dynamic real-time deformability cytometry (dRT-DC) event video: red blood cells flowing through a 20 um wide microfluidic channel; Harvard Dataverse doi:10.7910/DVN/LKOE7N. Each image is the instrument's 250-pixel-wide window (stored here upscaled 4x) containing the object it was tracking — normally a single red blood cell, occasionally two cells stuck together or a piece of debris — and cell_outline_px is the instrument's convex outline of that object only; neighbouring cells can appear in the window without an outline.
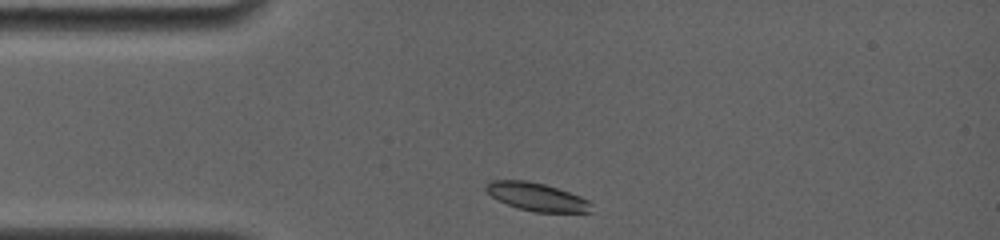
{"species": "common noctule bat (a hibernating species)", "species_latin": "Nyctalus noctula", "temperature_condition": "room temperature", "stored_images_in_passage": 45, "camera_frame_rate_fps": 4000, "um_per_image_px": 0.085, "animal": {"sex": "female", "body_mass_g": 19.0, "forearm_length_mm": 56.7}, "frame": {"image": 1, "passage_image": 1, "time_ms": 0.0, "image_size_px": [1000, 240], "cell_outline_px": [[592, 212], [532, 212], [508, 204], [492, 196], [484, 188], [484, 184], [492, 180], [528, 180], [544, 184], [580, 196], [588, 200], [592, 204]], "centroid_in_image_um": [45.63, 16.72], "position_along_channel_um": 39.4, "area_um2": 17.11}}
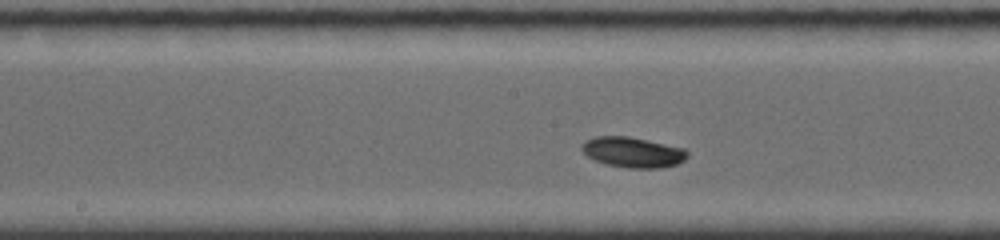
{"frame": {"image": 2, "passage_image": 23, "time_ms": 4.75, "image_size_px": [1000, 240], "cell_outline_px": [[688, 156], [684, 160], [676, 164], [660, 168], [628, 168], [604, 164], [588, 156], [580, 148], [580, 144], [584, 140], [596, 136], [628, 136], [684, 148], [688, 152]], "centroid_in_image_um": [53.76, 12.94], "position_along_channel_um": 194.4, "area_um2": 18.73}}
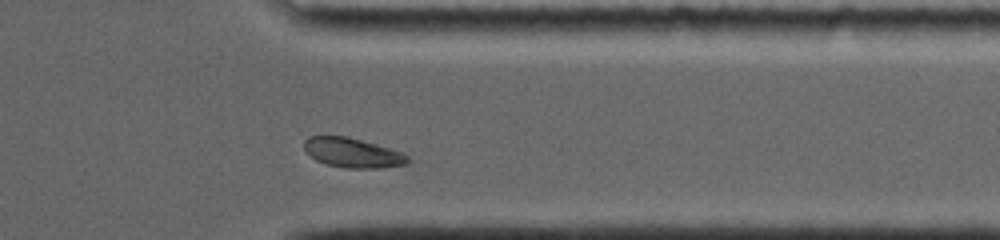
{"frame": {"image": 3, "passage_image": 40, "time_ms": 9.75, "image_size_px": [1000, 240], "cell_outline_px": [[408, 164], [380, 168], [344, 168], [324, 164], [316, 160], [304, 148], [304, 140], [308, 136], [348, 136], [376, 144], [400, 152], [408, 156]], "centroid_in_image_um": [29.95, 12.99], "position_along_channel_um": 381.5, "area_um2": 17.8}, "authors_computed_cell_mechanics": {"area_um2": 18.2648, "velocity_mm_per_s": 3.7121, "shape_relaxation_time_tau1_ms": 2.1198, "shape_relaxation_time_tau2_ms": null, "deformation_change_tau1": 0.1063, "deformation_change_tau2": null}}